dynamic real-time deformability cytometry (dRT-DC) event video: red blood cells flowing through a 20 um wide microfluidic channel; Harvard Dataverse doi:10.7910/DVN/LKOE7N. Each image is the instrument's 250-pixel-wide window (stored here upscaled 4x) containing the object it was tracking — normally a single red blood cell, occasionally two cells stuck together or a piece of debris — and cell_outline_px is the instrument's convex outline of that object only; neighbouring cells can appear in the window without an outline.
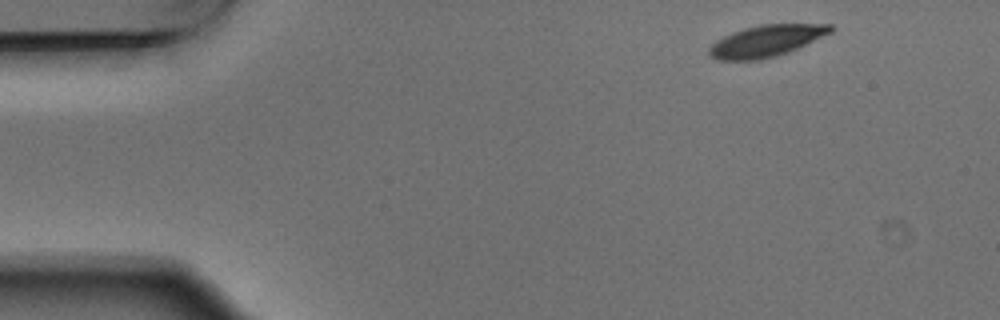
{"species": "Egyptian fruit bat (a non-hibernating species)", "species_latin": "Rousettus aegyptiacus", "temperature_condition": "warm", "stored_images_in_passage": 4, "camera_frame_rate_fps": 3000, "um_per_image_px": 0.085, "animal": {"sex": "male"}, "frame": {"image": 1, "passage_image": 1, "time_ms": 0.0, "image_size_px": [1000, 320], "cell_outline_px": [[836, 28], [832, 32], [788, 52], [776, 56], [760, 60], [716, 60], [708, 56], [708, 48], [716, 40], [732, 32], [744, 28], [760, 24], [832, 24]], "centroid_in_image_um": [65.11, 3.48], "position_along_channel_um": 19.9, "area_um2": 22.48}}
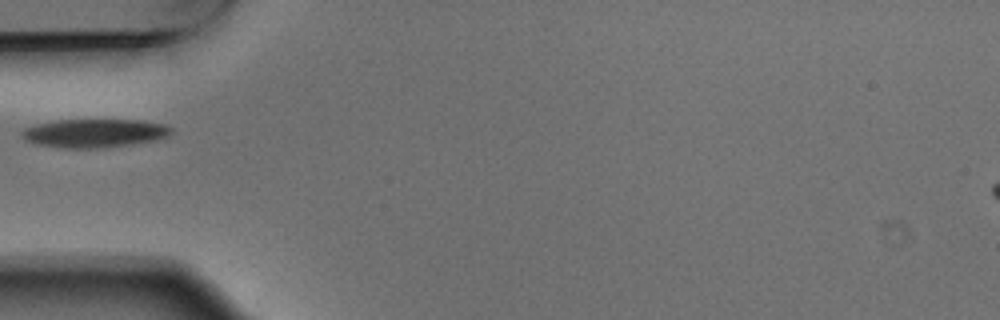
{"frame": {"image": 2, "passage_image": 4, "time_ms": 1.0, "image_size_px": [1000, 320], "cell_outline_px": [[172, 132], [168, 136], [156, 140], [132, 144], [104, 148], [64, 148], [36, 144], [24, 140], [20, 136], [20, 132], [24, 128], [36, 124], [56, 120], [140, 120], [168, 124], [172, 128]], "centroid_in_image_um": [8.03, 11.32], "position_along_channel_um": 77.0, "area_um2": 25.14}}